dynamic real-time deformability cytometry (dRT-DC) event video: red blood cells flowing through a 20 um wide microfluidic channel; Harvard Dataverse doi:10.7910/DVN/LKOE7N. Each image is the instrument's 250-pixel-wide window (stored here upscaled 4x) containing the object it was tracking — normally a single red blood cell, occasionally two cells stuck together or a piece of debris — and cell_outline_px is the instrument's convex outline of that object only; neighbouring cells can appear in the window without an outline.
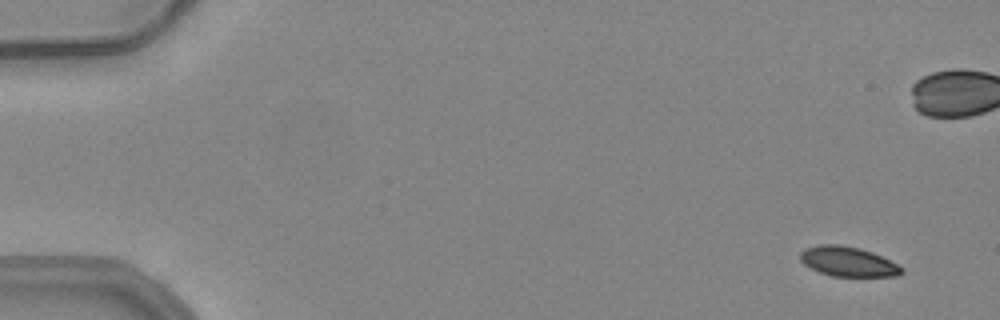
{"species": "common noctule bat (a hibernating species)", "species_latin": "Nyctalus noctula", "temperature_condition": "warm", "stored_images_in_passage": 55, "camera_frame_rate_fps": 3000, "um_per_image_px": 0.085, "animal": {"sex": "female", "body_mass_g": 24.6, "forearm_length_mm": 56.2}, "frame": {"image": 1, "passage_image": 4, "time_ms": 1.0, "image_size_px": [1000, 320], "cell_outline_px": [[904, 272], [896, 276], [832, 276], [820, 272], [804, 264], [800, 260], [800, 252], [804, 248], [820, 244], [840, 244], [860, 248], [872, 252], [904, 268]], "centroid_in_image_um": [72.06, 22.22], "position_along_channel_um": 12.9, "area_um2": 17.51}}
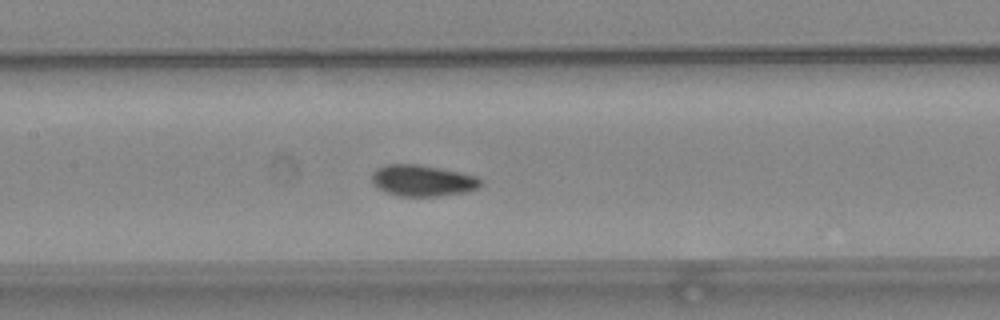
{"frame": {"image": 2, "passage_image": 27, "time_ms": 8.667, "image_size_px": [1000, 320], "cell_outline_px": [[480, 184], [476, 188], [464, 192], [440, 196], [400, 196], [388, 192], [380, 188], [372, 180], [372, 172], [376, 168], [384, 164], [416, 164], [440, 168], [460, 172], [476, 176], [480, 180]], "centroid_in_image_um": [35.89, 15.33], "position_along_channel_um": 171.5, "area_um2": 19.54}}
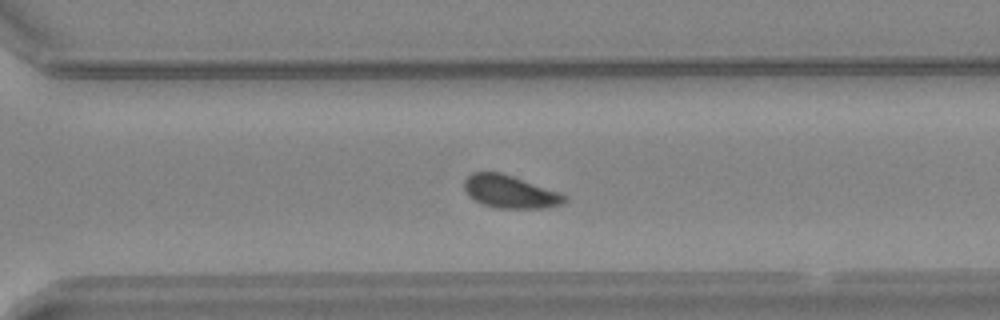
{"frame": {"image": 3, "passage_image": 39, "time_ms": 12.667, "image_size_px": [1000, 320], "cell_outline_px": [[568, 200], [560, 204], [544, 208], [496, 208], [480, 204], [468, 196], [464, 192], [464, 180], [472, 172], [500, 172], [560, 192], [568, 196]], "centroid_in_image_um": [43.32, 16.3], "position_along_channel_um": 327.3, "area_um2": 19.31}, "authors_computed_cell_mechanics": {"area_um2": 19.0162, "velocity_mm_per_s": 3.9141, "shape_relaxation_time_tau1_ms": 4.9003, "shape_relaxation_time_tau2_ms": 4.4753, "deformation_change_tau1": 0.1116, "deformation_change_tau2": 0.0736}}